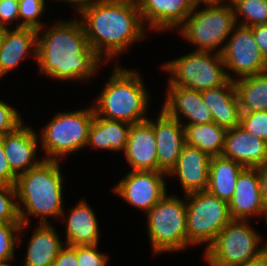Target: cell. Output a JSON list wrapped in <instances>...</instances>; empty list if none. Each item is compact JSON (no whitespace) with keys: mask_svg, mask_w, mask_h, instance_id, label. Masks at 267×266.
<instances>
[{"mask_svg":"<svg viewBox=\"0 0 267 266\" xmlns=\"http://www.w3.org/2000/svg\"><path fill=\"white\" fill-rule=\"evenodd\" d=\"M166 88L161 108L170 117L182 124L213 122L211 111L203 101L200 91L174 85H167Z\"/></svg>","mask_w":267,"mask_h":266,"instance_id":"cell-16","label":"cell"},{"mask_svg":"<svg viewBox=\"0 0 267 266\" xmlns=\"http://www.w3.org/2000/svg\"><path fill=\"white\" fill-rule=\"evenodd\" d=\"M233 82L241 112L267 111V71Z\"/></svg>","mask_w":267,"mask_h":266,"instance_id":"cell-28","label":"cell"},{"mask_svg":"<svg viewBox=\"0 0 267 266\" xmlns=\"http://www.w3.org/2000/svg\"><path fill=\"white\" fill-rule=\"evenodd\" d=\"M264 223L267 227V206H266V210H265Z\"/></svg>","mask_w":267,"mask_h":266,"instance_id":"cell-44","label":"cell"},{"mask_svg":"<svg viewBox=\"0 0 267 266\" xmlns=\"http://www.w3.org/2000/svg\"><path fill=\"white\" fill-rule=\"evenodd\" d=\"M161 64L168 74L167 85L204 91L224 85L229 79L221 54L208 51H190Z\"/></svg>","mask_w":267,"mask_h":266,"instance_id":"cell-9","label":"cell"},{"mask_svg":"<svg viewBox=\"0 0 267 266\" xmlns=\"http://www.w3.org/2000/svg\"><path fill=\"white\" fill-rule=\"evenodd\" d=\"M18 11L19 0H0V27L14 28L15 26V28H21Z\"/></svg>","mask_w":267,"mask_h":266,"instance_id":"cell-36","label":"cell"},{"mask_svg":"<svg viewBox=\"0 0 267 266\" xmlns=\"http://www.w3.org/2000/svg\"><path fill=\"white\" fill-rule=\"evenodd\" d=\"M241 266H267V250L256 258L249 260Z\"/></svg>","mask_w":267,"mask_h":266,"instance_id":"cell-42","label":"cell"},{"mask_svg":"<svg viewBox=\"0 0 267 266\" xmlns=\"http://www.w3.org/2000/svg\"><path fill=\"white\" fill-rule=\"evenodd\" d=\"M123 156L131 171H158L156 138L151 116L131 125Z\"/></svg>","mask_w":267,"mask_h":266,"instance_id":"cell-20","label":"cell"},{"mask_svg":"<svg viewBox=\"0 0 267 266\" xmlns=\"http://www.w3.org/2000/svg\"><path fill=\"white\" fill-rule=\"evenodd\" d=\"M152 127L156 138L158 171L168 172L175 166L185 143L184 127L180 121L170 117L162 108Z\"/></svg>","mask_w":267,"mask_h":266,"instance_id":"cell-18","label":"cell"},{"mask_svg":"<svg viewBox=\"0 0 267 266\" xmlns=\"http://www.w3.org/2000/svg\"><path fill=\"white\" fill-rule=\"evenodd\" d=\"M51 266H78L76 246L65 244Z\"/></svg>","mask_w":267,"mask_h":266,"instance_id":"cell-38","label":"cell"},{"mask_svg":"<svg viewBox=\"0 0 267 266\" xmlns=\"http://www.w3.org/2000/svg\"><path fill=\"white\" fill-rule=\"evenodd\" d=\"M0 266H14V265L9 263V264H0Z\"/></svg>","mask_w":267,"mask_h":266,"instance_id":"cell-46","label":"cell"},{"mask_svg":"<svg viewBox=\"0 0 267 266\" xmlns=\"http://www.w3.org/2000/svg\"><path fill=\"white\" fill-rule=\"evenodd\" d=\"M16 180L17 175L11 170L8 164L2 137H0V183L6 185H15Z\"/></svg>","mask_w":267,"mask_h":266,"instance_id":"cell-37","label":"cell"},{"mask_svg":"<svg viewBox=\"0 0 267 266\" xmlns=\"http://www.w3.org/2000/svg\"><path fill=\"white\" fill-rule=\"evenodd\" d=\"M26 243V253L21 266H51L65 245L53 223L36 224Z\"/></svg>","mask_w":267,"mask_h":266,"instance_id":"cell-23","label":"cell"},{"mask_svg":"<svg viewBox=\"0 0 267 266\" xmlns=\"http://www.w3.org/2000/svg\"><path fill=\"white\" fill-rule=\"evenodd\" d=\"M229 80L235 81L267 71L250 26L236 24L221 53Z\"/></svg>","mask_w":267,"mask_h":266,"instance_id":"cell-11","label":"cell"},{"mask_svg":"<svg viewBox=\"0 0 267 266\" xmlns=\"http://www.w3.org/2000/svg\"><path fill=\"white\" fill-rule=\"evenodd\" d=\"M237 24L255 26L267 23V0H229Z\"/></svg>","mask_w":267,"mask_h":266,"instance_id":"cell-30","label":"cell"},{"mask_svg":"<svg viewBox=\"0 0 267 266\" xmlns=\"http://www.w3.org/2000/svg\"><path fill=\"white\" fill-rule=\"evenodd\" d=\"M22 114L13 105L0 98V137L14 131L24 122Z\"/></svg>","mask_w":267,"mask_h":266,"instance_id":"cell-35","label":"cell"},{"mask_svg":"<svg viewBox=\"0 0 267 266\" xmlns=\"http://www.w3.org/2000/svg\"><path fill=\"white\" fill-rule=\"evenodd\" d=\"M47 7L45 0H19V24L36 30L43 28L46 23L42 19Z\"/></svg>","mask_w":267,"mask_h":266,"instance_id":"cell-31","label":"cell"},{"mask_svg":"<svg viewBox=\"0 0 267 266\" xmlns=\"http://www.w3.org/2000/svg\"><path fill=\"white\" fill-rule=\"evenodd\" d=\"M203 101L210 109L213 122L226 130L240 126V105L234 82L201 91Z\"/></svg>","mask_w":267,"mask_h":266,"instance_id":"cell-24","label":"cell"},{"mask_svg":"<svg viewBox=\"0 0 267 266\" xmlns=\"http://www.w3.org/2000/svg\"><path fill=\"white\" fill-rule=\"evenodd\" d=\"M131 124L94 114L86 147L124 154Z\"/></svg>","mask_w":267,"mask_h":266,"instance_id":"cell-25","label":"cell"},{"mask_svg":"<svg viewBox=\"0 0 267 266\" xmlns=\"http://www.w3.org/2000/svg\"><path fill=\"white\" fill-rule=\"evenodd\" d=\"M0 223H21L15 185L0 183Z\"/></svg>","mask_w":267,"mask_h":266,"instance_id":"cell-32","label":"cell"},{"mask_svg":"<svg viewBox=\"0 0 267 266\" xmlns=\"http://www.w3.org/2000/svg\"><path fill=\"white\" fill-rule=\"evenodd\" d=\"M222 157L244 167L257 168L267 161V142L246 132L241 126L228 129Z\"/></svg>","mask_w":267,"mask_h":266,"instance_id":"cell-22","label":"cell"},{"mask_svg":"<svg viewBox=\"0 0 267 266\" xmlns=\"http://www.w3.org/2000/svg\"><path fill=\"white\" fill-rule=\"evenodd\" d=\"M236 24L229 0H211L195 3L193 11L176 31L195 51L221 54Z\"/></svg>","mask_w":267,"mask_h":266,"instance_id":"cell-5","label":"cell"},{"mask_svg":"<svg viewBox=\"0 0 267 266\" xmlns=\"http://www.w3.org/2000/svg\"><path fill=\"white\" fill-rule=\"evenodd\" d=\"M52 23L37 30L36 63L41 75L61 83H82L96 77L102 64L107 66L90 47L78 16Z\"/></svg>","mask_w":267,"mask_h":266,"instance_id":"cell-1","label":"cell"},{"mask_svg":"<svg viewBox=\"0 0 267 266\" xmlns=\"http://www.w3.org/2000/svg\"><path fill=\"white\" fill-rule=\"evenodd\" d=\"M211 157L197 147L185 144L167 177L177 178L182 194L205 191L209 183Z\"/></svg>","mask_w":267,"mask_h":266,"instance_id":"cell-17","label":"cell"},{"mask_svg":"<svg viewBox=\"0 0 267 266\" xmlns=\"http://www.w3.org/2000/svg\"><path fill=\"white\" fill-rule=\"evenodd\" d=\"M257 171L259 173L262 200L267 206V161L263 165L257 167Z\"/></svg>","mask_w":267,"mask_h":266,"instance_id":"cell-40","label":"cell"},{"mask_svg":"<svg viewBox=\"0 0 267 266\" xmlns=\"http://www.w3.org/2000/svg\"><path fill=\"white\" fill-rule=\"evenodd\" d=\"M186 199L187 249L213 244L219 232L232 220L228 202L207 190L189 193Z\"/></svg>","mask_w":267,"mask_h":266,"instance_id":"cell-10","label":"cell"},{"mask_svg":"<svg viewBox=\"0 0 267 266\" xmlns=\"http://www.w3.org/2000/svg\"><path fill=\"white\" fill-rule=\"evenodd\" d=\"M3 41H4V28L0 27V50L2 48Z\"/></svg>","mask_w":267,"mask_h":266,"instance_id":"cell-43","label":"cell"},{"mask_svg":"<svg viewBox=\"0 0 267 266\" xmlns=\"http://www.w3.org/2000/svg\"><path fill=\"white\" fill-rule=\"evenodd\" d=\"M61 163L59 160H43L17 176L15 187L22 224H30L31 217L39 218L37 224H51L50 218L60 220L64 210V182H67Z\"/></svg>","mask_w":267,"mask_h":266,"instance_id":"cell-3","label":"cell"},{"mask_svg":"<svg viewBox=\"0 0 267 266\" xmlns=\"http://www.w3.org/2000/svg\"><path fill=\"white\" fill-rule=\"evenodd\" d=\"M240 126L251 135L267 142V111L241 112Z\"/></svg>","mask_w":267,"mask_h":266,"instance_id":"cell-33","label":"cell"},{"mask_svg":"<svg viewBox=\"0 0 267 266\" xmlns=\"http://www.w3.org/2000/svg\"><path fill=\"white\" fill-rule=\"evenodd\" d=\"M195 3H204V2H208L211 0H193Z\"/></svg>","mask_w":267,"mask_h":266,"instance_id":"cell-45","label":"cell"},{"mask_svg":"<svg viewBox=\"0 0 267 266\" xmlns=\"http://www.w3.org/2000/svg\"><path fill=\"white\" fill-rule=\"evenodd\" d=\"M30 227V224L0 223V264L16 260V248L23 244V237Z\"/></svg>","mask_w":267,"mask_h":266,"instance_id":"cell-29","label":"cell"},{"mask_svg":"<svg viewBox=\"0 0 267 266\" xmlns=\"http://www.w3.org/2000/svg\"><path fill=\"white\" fill-rule=\"evenodd\" d=\"M93 209L84 197L79 199L67 214L64 208L60 222L65 225L66 245H99L100 225Z\"/></svg>","mask_w":267,"mask_h":266,"instance_id":"cell-19","label":"cell"},{"mask_svg":"<svg viewBox=\"0 0 267 266\" xmlns=\"http://www.w3.org/2000/svg\"><path fill=\"white\" fill-rule=\"evenodd\" d=\"M143 25L150 33L175 31L193 11V0H136Z\"/></svg>","mask_w":267,"mask_h":266,"instance_id":"cell-13","label":"cell"},{"mask_svg":"<svg viewBox=\"0 0 267 266\" xmlns=\"http://www.w3.org/2000/svg\"><path fill=\"white\" fill-rule=\"evenodd\" d=\"M251 29L261 54L267 61V23L251 26Z\"/></svg>","mask_w":267,"mask_h":266,"instance_id":"cell-39","label":"cell"},{"mask_svg":"<svg viewBox=\"0 0 267 266\" xmlns=\"http://www.w3.org/2000/svg\"><path fill=\"white\" fill-rule=\"evenodd\" d=\"M111 74L98 96L91 101L99 117L135 124L147 120L152 97L138 69L113 63Z\"/></svg>","mask_w":267,"mask_h":266,"instance_id":"cell-4","label":"cell"},{"mask_svg":"<svg viewBox=\"0 0 267 266\" xmlns=\"http://www.w3.org/2000/svg\"><path fill=\"white\" fill-rule=\"evenodd\" d=\"M166 179L163 171L128 170L111 189L115 196L146 214L168 193Z\"/></svg>","mask_w":267,"mask_h":266,"instance_id":"cell-12","label":"cell"},{"mask_svg":"<svg viewBox=\"0 0 267 266\" xmlns=\"http://www.w3.org/2000/svg\"><path fill=\"white\" fill-rule=\"evenodd\" d=\"M232 220L264 218L266 205L260 191L257 168L245 167L239 174L232 199L228 202Z\"/></svg>","mask_w":267,"mask_h":266,"instance_id":"cell-15","label":"cell"},{"mask_svg":"<svg viewBox=\"0 0 267 266\" xmlns=\"http://www.w3.org/2000/svg\"><path fill=\"white\" fill-rule=\"evenodd\" d=\"M186 208L185 195L179 197L174 195V192H168L144 214L146 233L153 256L187 250Z\"/></svg>","mask_w":267,"mask_h":266,"instance_id":"cell-7","label":"cell"},{"mask_svg":"<svg viewBox=\"0 0 267 266\" xmlns=\"http://www.w3.org/2000/svg\"><path fill=\"white\" fill-rule=\"evenodd\" d=\"M94 114L92 103L86 108L55 112L37 132L44 153L40 156L44 160L65 161L69 155L86 150Z\"/></svg>","mask_w":267,"mask_h":266,"instance_id":"cell-6","label":"cell"},{"mask_svg":"<svg viewBox=\"0 0 267 266\" xmlns=\"http://www.w3.org/2000/svg\"><path fill=\"white\" fill-rule=\"evenodd\" d=\"M250 220H231L202 253L209 266H241L267 250V239ZM264 239V240H263Z\"/></svg>","mask_w":267,"mask_h":266,"instance_id":"cell-8","label":"cell"},{"mask_svg":"<svg viewBox=\"0 0 267 266\" xmlns=\"http://www.w3.org/2000/svg\"><path fill=\"white\" fill-rule=\"evenodd\" d=\"M36 51V29L4 28V41L0 50V80L9 72L19 68L21 62L27 58H33L36 61Z\"/></svg>","mask_w":267,"mask_h":266,"instance_id":"cell-21","label":"cell"},{"mask_svg":"<svg viewBox=\"0 0 267 266\" xmlns=\"http://www.w3.org/2000/svg\"><path fill=\"white\" fill-rule=\"evenodd\" d=\"M99 245H76L78 266H108L110 258Z\"/></svg>","mask_w":267,"mask_h":266,"instance_id":"cell-34","label":"cell"},{"mask_svg":"<svg viewBox=\"0 0 267 266\" xmlns=\"http://www.w3.org/2000/svg\"><path fill=\"white\" fill-rule=\"evenodd\" d=\"M77 16L90 47L108 65L149 38L136 0H90Z\"/></svg>","mask_w":267,"mask_h":266,"instance_id":"cell-2","label":"cell"},{"mask_svg":"<svg viewBox=\"0 0 267 266\" xmlns=\"http://www.w3.org/2000/svg\"><path fill=\"white\" fill-rule=\"evenodd\" d=\"M245 167L222 156L211 157L207 191L229 202L234 194L240 172Z\"/></svg>","mask_w":267,"mask_h":266,"instance_id":"cell-26","label":"cell"},{"mask_svg":"<svg viewBox=\"0 0 267 266\" xmlns=\"http://www.w3.org/2000/svg\"><path fill=\"white\" fill-rule=\"evenodd\" d=\"M185 143L197 147L210 157L221 156L224 149L226 129L215 122L202 124H182Z\"/></svg>","mask_w":267,"mask_h":266,"instance_id":"cell-27","label":"cell"},{"mask_svg":"<svg viewBox=\"0 0 267 266\" xmlns=\"http://www.w3.org/2000/svg\"><path fill=\"white\" fill-rule=\"evenodd\" d=\"M46 1H47V3H46ZM49 1H57V2H61V3H66L65 5H71V6H73L72 8H73V10H75V14H78L81 10H82V8L90 1V0H45V3H46V5H48V2Z\"/></svg>","mask_w":267,"mask_h":266,"instance_id":"cell-41","label":"cell"},{"mask_svg":"<svg viewBox=\"0 0 267 266\" xmlns=\"http://www.w3.org/2000/svg\"><path fill=\"white\" fill-rule=\"evenodd\" d=\"M2 141L8 164L17 176L38 166L44 160L39 156L37 131L29 124L23 122L14 131L4 135Z\"/></svg>","mask_w":267,"mask_h":266,"instance_id":"cell-14","label":"cell"}]
</instances>
